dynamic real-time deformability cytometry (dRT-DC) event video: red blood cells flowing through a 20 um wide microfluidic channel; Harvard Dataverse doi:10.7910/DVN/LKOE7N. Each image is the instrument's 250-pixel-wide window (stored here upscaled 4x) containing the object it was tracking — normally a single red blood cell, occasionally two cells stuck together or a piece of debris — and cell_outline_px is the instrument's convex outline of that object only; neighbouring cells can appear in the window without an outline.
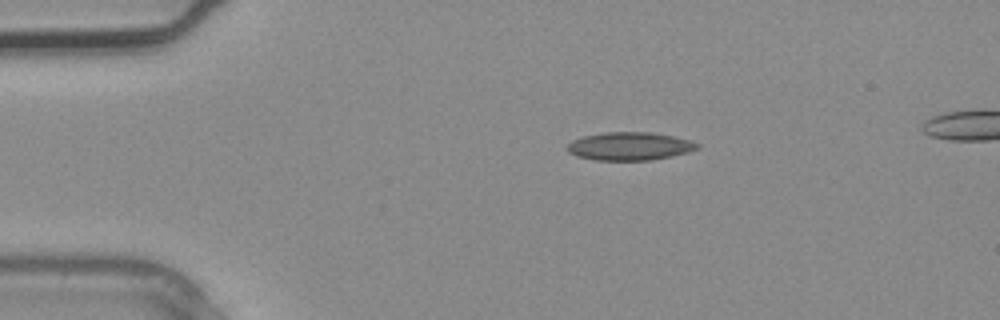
{"species": "common noctule bat (a hibernating species)", "species_latin": "Nyctalus noctula", "temperature_condition": "warm", "stored_images_in_passage": 2, "camera_frame_rate_fps": 3000, "um_per_image_px": 0.085, "animal": {"sex": "male", "body_mass_g": 20.4}, "frame": {"image": 1, "passage_image": 1, "time_ms": 0.0, "image_size_px": [1000, 320], "cell_outline_px": [[700, 148], [688, 152], [672, 156], [652, 160], [596, 160], [576, 156], [568, 152], [568, 144], [572, 140], [584, 136], [608, 132], [648, 132], [672, 136], [688, 140], [700, 144]], "centroid_in_image_um": [53.53, 12.43], "position_along_channel_um": 31.5, "area_um2": 21.15}}